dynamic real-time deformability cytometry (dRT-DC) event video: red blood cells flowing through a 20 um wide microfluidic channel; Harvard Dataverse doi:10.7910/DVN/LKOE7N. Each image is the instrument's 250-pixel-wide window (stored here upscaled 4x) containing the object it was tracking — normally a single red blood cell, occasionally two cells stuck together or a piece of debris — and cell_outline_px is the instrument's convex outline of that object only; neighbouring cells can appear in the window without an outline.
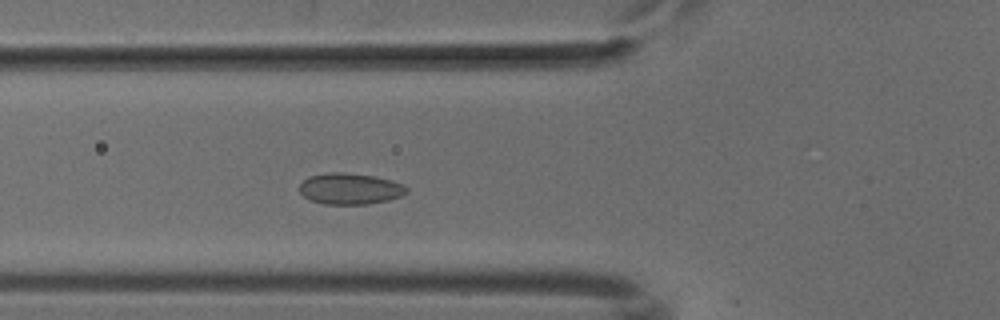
{"species": "common noctule bat (a hibernating species)", "species_latin": "Nyctalus noctula", "temperature_condition": "cold", "stored_images_in_passage": 44, "camera_frame_rate_fps": 3000, "um_per_image_px": 0.085, "animal": {"sex": "male", "body_mass_g": 18.8}, "frame": {"image": 1, "passage_image": 11, "time_ms": 3.333, "image_size_px": [1000, 320], "cell_outline_px": [[408, 192], [400, 196], [388, 200], [368, 204], [324, 204], [312, 200], [304, 196], [300, 192], [300, 184], [308, 176], [328, 172], [344, 172], [372, 176], [404, 184], [408, 188]], "centroid_in_image_um": [29.75, 16.04], "position_along_channel_um": 96.1, "area_um2": 19.36}}
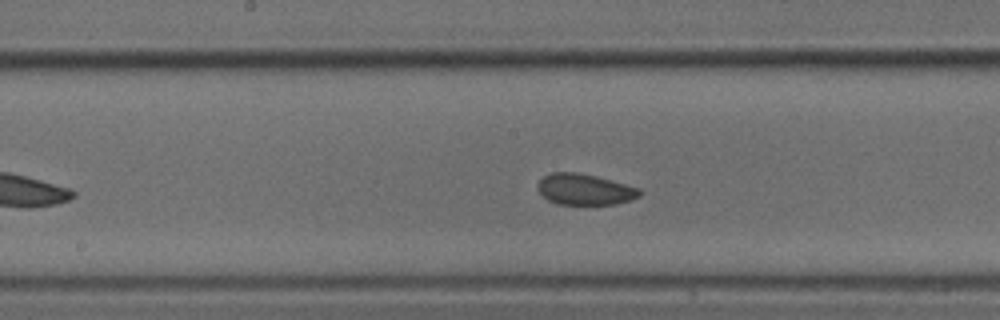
{"frame": {"image": 2, "passage_image": 19, "time_ms": 6.0, "image_size_px": [1000, 320], "cell_outline_px": [[640, 196], [616, 204], [556, 204], [548, 200], [536, 188], [536, 184], [544, 176], [552, 172], [576, 172], [596, 176], [640, 188]], "centroid_in_image_um": [49.67, 16.09], "position_along_channel_um": 198.5, "area_um2": 18.32}}
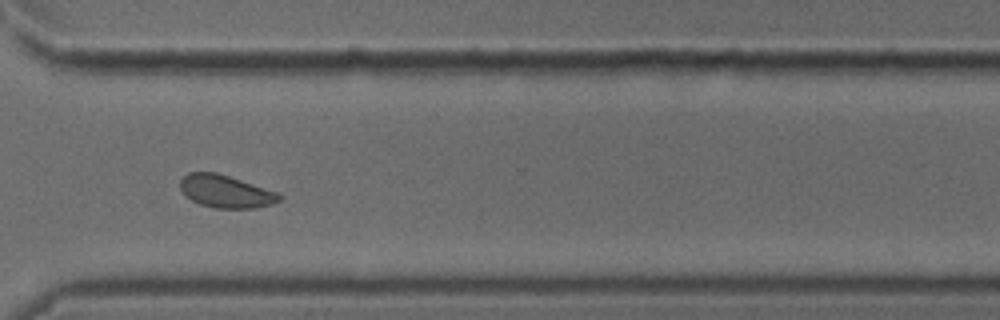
{"frame": {"image": 3, "passage_image": 31, "time_ms": 10.0, "image_size_px": [1000, 320], "cell_outline_px": [[284, 196], [280, 200], [272, 204], [256, 208], [216, 208], [200, 204], [184, 196], [180, 188], [180, 180], [188, 172], [216, 172], [276, 192]], "centroid_in_image_um": [19.16, 16.28], "position_along_channel_um": 351.4, "area_um2": 18.73}}